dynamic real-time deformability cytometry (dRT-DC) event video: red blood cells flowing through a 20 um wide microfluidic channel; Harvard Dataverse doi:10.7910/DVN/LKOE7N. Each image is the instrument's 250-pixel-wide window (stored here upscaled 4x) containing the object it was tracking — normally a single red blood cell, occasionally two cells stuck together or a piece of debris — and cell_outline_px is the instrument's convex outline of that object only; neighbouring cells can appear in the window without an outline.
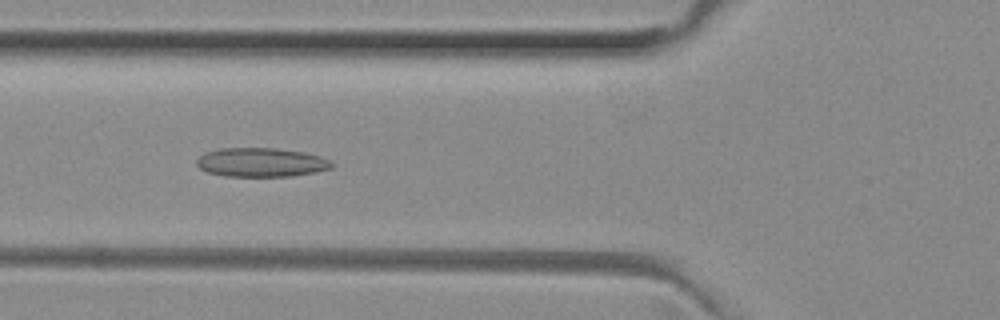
{"species": "common noctule bat (a hibernating species)", "species_latin": "Nyctalus noctula", "temperature_condition": "room temperature", "stored_images_in_passage": 36, "camera_frame_rate_fps": 3000, "um_per_image_px": 0.085, "animal": {"sex": "female", "body_mass_g": 29.2, "forearm_length_mm": 56.3}, "frame": {"image": 1, "passage_image": 6, "time_ms": 1.667, "image_size_px": [1000, 320], "cell_outline_px": [[336, 164], [332, 168], [316, 172], [288, 176], [224, 176], [208, 172], [200, 168], [196, 164], [196, 160], [204, 152], [220, 148], [276, 148], [304, 152], [320, 156], [332, 160]], "centroid_in_image_um": [22.23, 13.79], "position_along_channel_um": 103.6, "area_um2": 23.0}}
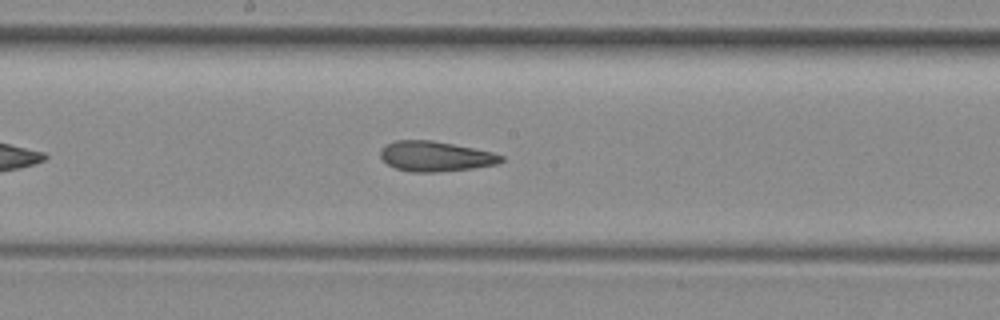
{"frame": {"image": 2, "passage_image": 14, "time_ms": 4.333, "image_size_px": [1000, 320], "cell_outline_px": [[504, 160], [496, 164], [472, 168], [436, 172], [412, 172], [396, 168], [388, 164], [380, 156], [380, 148], [384, 144], [396, 140], [432, 140], [492, 152], [504, 156]], "centroid_in_image_um": [36.98, 13.28], "position_along_channel_um": 211.2, "area_um2": 21.1}}
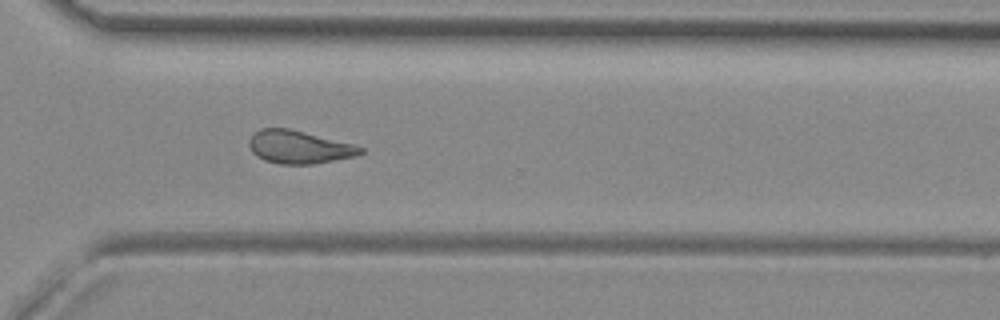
{"frame": {"image": 3, "passage_image": 24, "time_ms": 7.667, "image_size_px": [1000, 320], "cell_outline_px": [[364, 152], [356, 156], [312, 164], [280, 164], [264, 160], [256, 156], [252, 152], [248, 144], [248, 140], [252, 132], [260, 128], [288, 128], [352, 144], [364, 148]], "centroid_in_image_um": [25.36, 12.5], "position_along_channel_um": 345.2, "area_um2": 21.39}, "authors_computed_cell_mechanics": {"area_um2": 21.386, "velocity_mm_per_s": 4.02, "shape_relaxation_time_tau1_ms": null, "shape_relaxation_time_tau2_ms": 3.135, "deformation_change_tau1": null, "deformation_change_tau2": 0.1213}}